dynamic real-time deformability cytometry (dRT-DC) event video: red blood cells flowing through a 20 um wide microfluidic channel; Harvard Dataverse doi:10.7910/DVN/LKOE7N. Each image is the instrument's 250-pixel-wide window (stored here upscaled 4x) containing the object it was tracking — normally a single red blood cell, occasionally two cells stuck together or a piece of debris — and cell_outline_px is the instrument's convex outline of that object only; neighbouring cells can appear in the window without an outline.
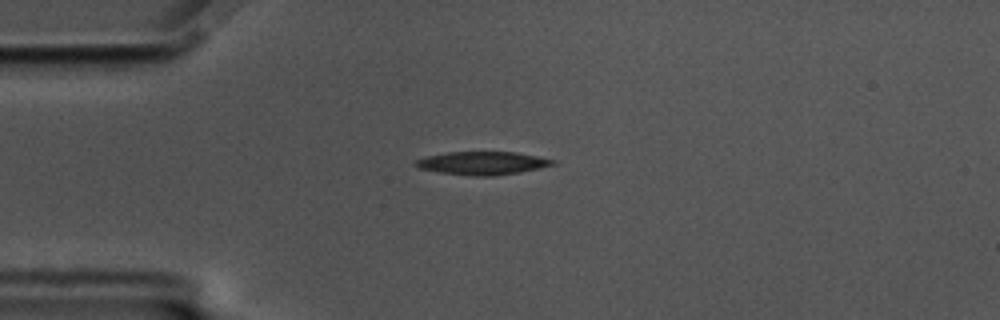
{"species": "common noctule bat (a hibernating species)", "species_latin": "Nyctalus noctula", "temperature_condition": "cold", "stored_images_in_passage": 45, "camera_frame_rate_fps": 3000, "um_per_image_px": 0.085, "animal": {"sex": "male", "body_mass_g": 17.5, "forearm_length_mm": 52.3}, "frame": {"image": 1, "passage_image": 1, "time_ms": 0.0, "image_size_px": [1000, 320], "cell_outline_px": [[556, 164], [540, 168], [520, 172], [492, 176], [472, 176], [440, 172], [420, 168], [412, 164], [416, 160], [428, 156], [448, 152], [516, 152], [556, 160]], "centroid_in_image_um": [41.03, 13.87], "position_along_channel_um": 44.0, "area_um2": 18.38}}
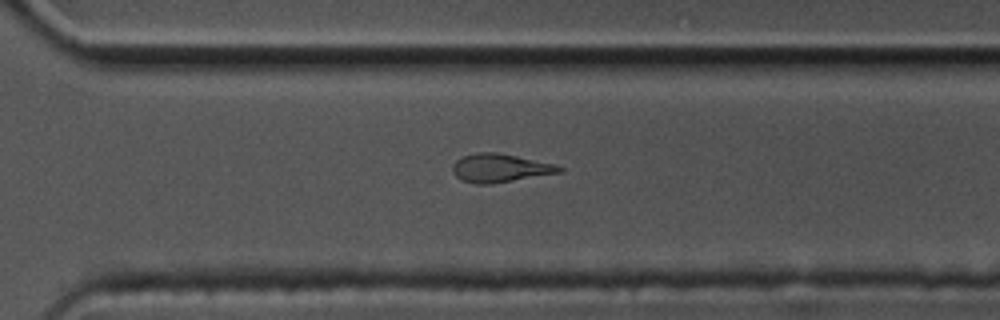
{"frame": {"image": 2, "passage_image": 27, "time_ms": 8.667, "image_size_px": [1000, 320], "cell_outline_px": [[564, 172], [492, 184], [476, 184], [460, 180], [452, 172], [452, 164], [460, 156], [476, 152], [496, 152], [556, 164], [564, 168]], "centroid_in_image_um": [42.49, 14.28], "position_along_channel_um": 328.1, "area_um2": 17.98}}
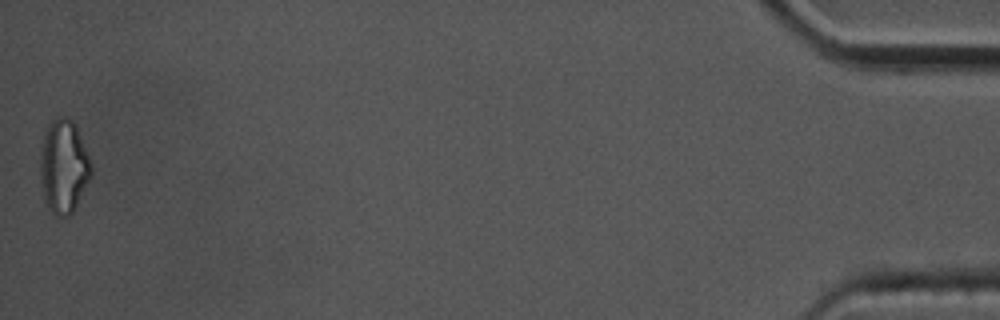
{"frame": {"image": 3, "passage_image": 44, "time_ms": 14.333, "image_size_px": [1000, 320], "cell_outline_px": [[92, 176], [72, 212], [68, 216], [56, 216], [48, 208], [44, 200], [40, 180], [40, 144], [44, 132], [48, 124], [56, 116], [64, 116], [72, 120], [76, 124], [92, 164]], "centroid_in_image_um": [5.4, 14.11], "position_along_channel_um": 429.8, "area_um2": 28.26}, "authors_computed_cell_mechanics": {"area_um2": 18.785, "velocity_mm_per_s": 3.4892, "shape_relaxation_time_tau1_ms": 5.2207, "shape_relaxation_time_tau2_ms": 9.6717, "deformation_change_tau1": 0.1931, "deformation_change_tau2": 0.2047}}